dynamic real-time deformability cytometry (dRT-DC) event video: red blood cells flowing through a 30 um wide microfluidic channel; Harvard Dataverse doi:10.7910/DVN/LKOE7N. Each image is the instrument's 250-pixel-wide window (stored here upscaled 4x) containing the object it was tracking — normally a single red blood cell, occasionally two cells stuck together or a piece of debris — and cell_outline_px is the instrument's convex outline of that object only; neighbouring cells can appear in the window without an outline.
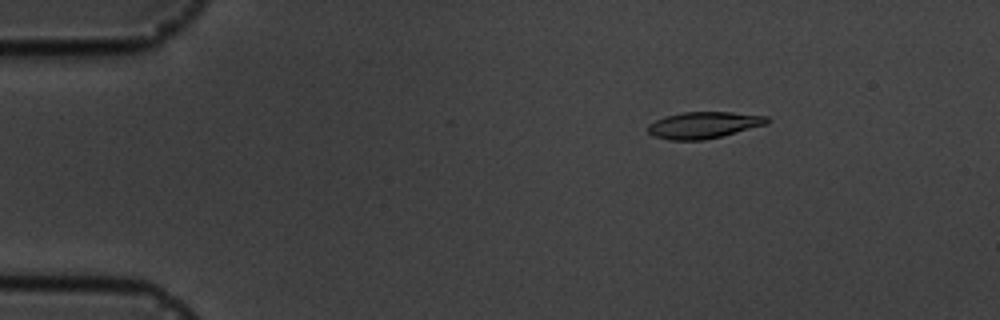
{"species": "common noctule bat (a hibernating species)", "species_latin": "Nyctalus noctula", "temperature_condition": "cold", "stored_images_in_passage": 7, "camera_frame_rate_fps": 3000, "um_per_image_px": 0.085, "animal": {"sex": "male", "body_mass_g": 19.5, "forearm_length_mm": 54.6}, "frame": {"image": 1, "passage_image": 3, "time_ms": 2.333, "image_size_px": [1000, 320], "cell_outline_px": [[772, 120], [768, 124], [704, 140], [668, 140], [652, 136], [648, 132], [648, 124], [664, 116], [684, 112], [732, 112], [768, 116]], "centroid_in_image_um": [59.82, 10.63], "position_along_channel_um": 25.2, "area_um2": 18.55}}
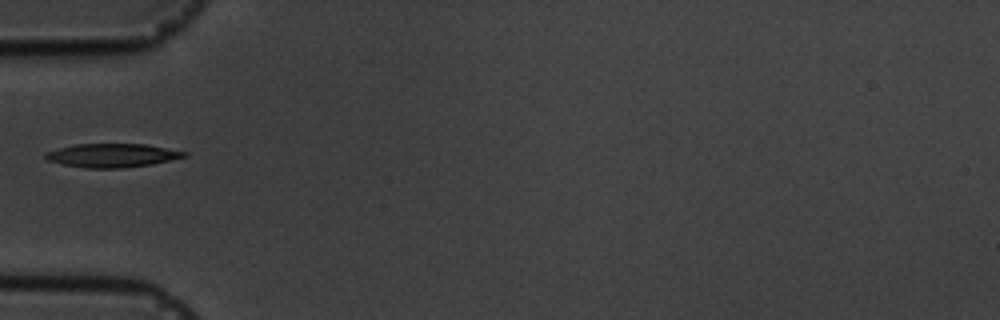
{"frame": {"image": 2, "passage_image": 6, "time_ms": 5.667, "image_size_px": [1000, 320], "cell_outline_px": [[188, 156], [152, 164], [120, 168], [84, 168], [64, 164], [48, 160], [44, 156], [44, 152], [76, 144], [144, 144], [188, 152]], "centroid_in_image_um": [9.54, 13.21], "position_along_channel_um": 75.5, "area_um2": 18.96}}
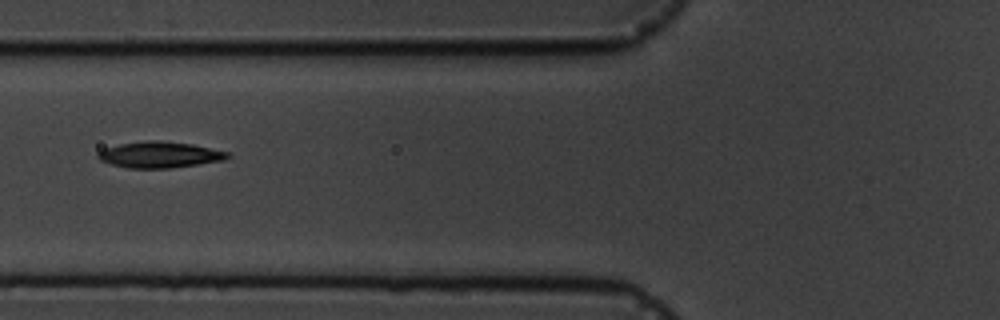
{"frame": {"image": 3, "passage_image": 7, "time_ms": 6.667, "image_size_px": [1000, 320], "cell_outline_px": [[232, 156], [224, 160], [168, 168], [128, 168], [112, 164], [100, 160], [96, 156], [104, 148], [120, 144], [148, 140], [160, 140], [192, 144], [228, 152]], "centroid_in_image_um": [13.57, 13.14], "position_along_channel_um": 112.2, "area_um2": 19.54}}